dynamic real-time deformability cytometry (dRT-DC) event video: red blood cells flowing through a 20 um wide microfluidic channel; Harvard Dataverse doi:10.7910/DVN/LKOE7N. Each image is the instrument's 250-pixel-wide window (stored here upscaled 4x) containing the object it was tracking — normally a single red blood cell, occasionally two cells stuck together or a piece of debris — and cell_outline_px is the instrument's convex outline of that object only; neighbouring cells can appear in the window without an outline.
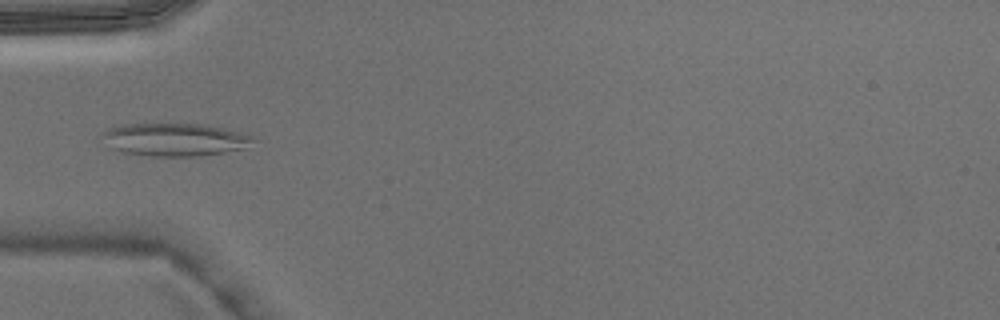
{"species": "Egyptian fruit bat (a non-hibernating species)", "species_latin": "Rousettus aegyptiacus", "temperature_condition": "warm", "stored_images_in_passage": 5, "camera_frame_rate_fps": 3000, "um_per_image_px": 0.085, "animal": {"sex": "male"}, "frame": {"image": 1, "passage_image": 4, "time_ms": 1.0, "image_size_px": [1000, 320], "cell_outline_px": [[260, 140], [244, 148], [224, 152], [200, 156], [152, 156], [124, 152], [112, 148], [100, 136], [100, 132], [108, 128], [124, 124], [208, 124], [224, 128], [252, 136]], "centroid_in_image_um": [14.87, 11.85], "position_along_channel_um": 70.1, "area_um2": 29.02}}